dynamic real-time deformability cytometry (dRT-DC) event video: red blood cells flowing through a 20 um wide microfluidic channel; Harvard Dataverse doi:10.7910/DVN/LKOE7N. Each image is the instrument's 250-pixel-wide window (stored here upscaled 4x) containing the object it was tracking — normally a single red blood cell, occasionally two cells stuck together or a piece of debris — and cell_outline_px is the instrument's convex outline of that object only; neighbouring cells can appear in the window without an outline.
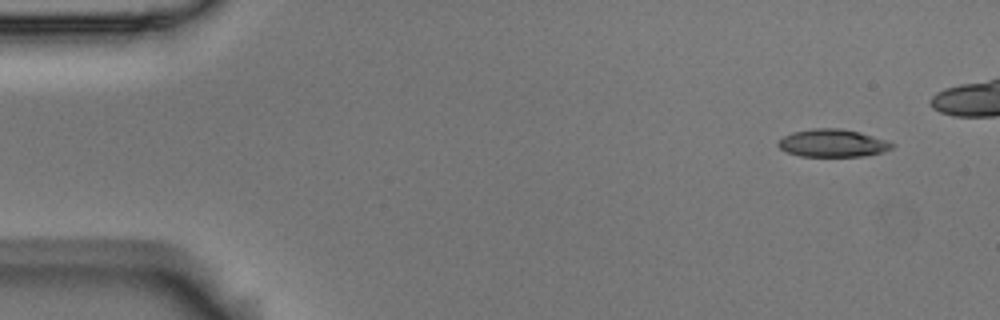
{"species": "Egyptian fruit bat (a non-hibernating species)", "species_latin": "Rousettus aegyptiacus", "temperature_condition": "room temperature", "stored_images_in_passage": 5, "camera_frame_rate_fps": 3000, "um_per_image_px": 0.085, "animal": {"sex": "male"}, "frame": {"image": 1, "passage_image": 1, "time_ms": 0.0, "image_size_px": [1000, 320], "cell_outline_px": [[896, 144], [892, 148], [884, 152], [864, 156], [800, 156], [788, 152], [780, 148], [776, 144], [784, 136], [792, 132], [812, 128], [840, 128], [860, 132]], "centroid_in_image_um": [70.78, 12.16], "position_along_channel_um": 14.2, "area_um2": 18.32}}